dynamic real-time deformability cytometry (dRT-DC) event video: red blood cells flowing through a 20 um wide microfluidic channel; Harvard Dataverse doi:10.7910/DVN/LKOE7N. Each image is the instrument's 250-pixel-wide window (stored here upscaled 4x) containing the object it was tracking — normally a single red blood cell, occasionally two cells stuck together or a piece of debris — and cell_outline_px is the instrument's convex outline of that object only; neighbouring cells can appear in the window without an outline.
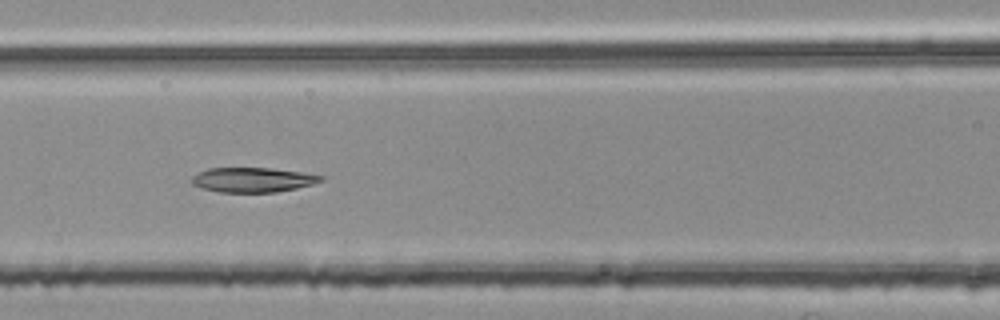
{"species": "common noctule bat (a hibernating species)", "species_latin": "Nyctalus noctula", "temperature_condition": "room temperature", "stored_images_in_passage": 5, "segment_of_instrument_passage": [2, 2], "camera_frame_rate_fps": 3000, "um_per_image_px": 0.085, "animal": {"sex": "female", "body_mass_g": 25.1}, "frame": {"image": 1, "passage_image": 5, "time_ms": 1.333, "image_size_px": [1000, 320], "cell_outline_px": [[324, 180], [312, 184], [296, 188], [276, 192], [220, 192], [204, 188], [192, 184], [192, 176], [208, 168], [268, 168], [300, 172], [324, 176]], "centroid_in_image_um": [21.49, 15.28], "position_along_channel_um": 145.1, "area_um2": 18.32}}